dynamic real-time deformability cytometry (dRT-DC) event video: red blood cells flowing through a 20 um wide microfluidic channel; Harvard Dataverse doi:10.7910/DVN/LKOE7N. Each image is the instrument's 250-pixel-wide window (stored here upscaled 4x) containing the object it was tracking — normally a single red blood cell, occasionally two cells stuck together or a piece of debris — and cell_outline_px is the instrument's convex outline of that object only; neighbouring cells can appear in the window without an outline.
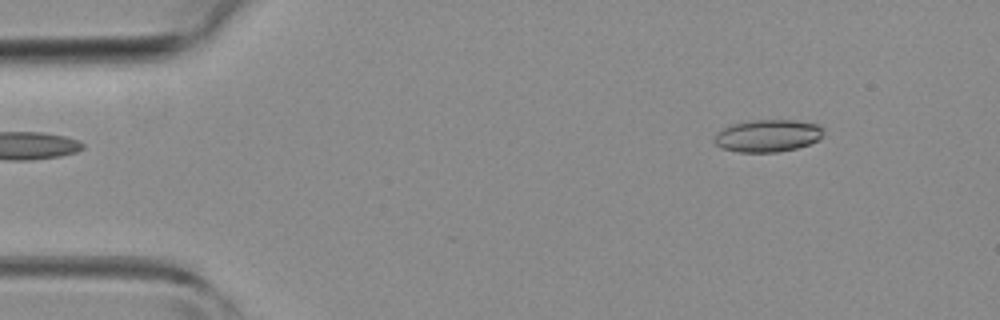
{"species": "common noctule bat (a hibernating species)", "species_latin": "Nyctalus noctula", "temperature_condition": "room temperature", "stored_images_in_passage": 2, "camera_frame_rate_fps": 3000, "um_per_image_px": 0.085, "animal": {"sex": "female", "body_mass_g": 19.3, "forearm_length_mm": 54.1}, "frame": {"image": 1, "passage_image": 1, "time_ms": 0.0, "image_size_px": [1000, 320], "cell_outline_px": [[824, 132], [816, 140], [808, 144], [796, 148], [780, 152], [740, 152], [720, 148], [712, 140], [716, 132], [720, 128], [732, 124], [752, 120], [792, 120], [820, 124], [824, 128]], "centroid_in_image_um": [65.21, 11.53], "position_along_channel_um": 19.8, "area_um2": 20.75}}